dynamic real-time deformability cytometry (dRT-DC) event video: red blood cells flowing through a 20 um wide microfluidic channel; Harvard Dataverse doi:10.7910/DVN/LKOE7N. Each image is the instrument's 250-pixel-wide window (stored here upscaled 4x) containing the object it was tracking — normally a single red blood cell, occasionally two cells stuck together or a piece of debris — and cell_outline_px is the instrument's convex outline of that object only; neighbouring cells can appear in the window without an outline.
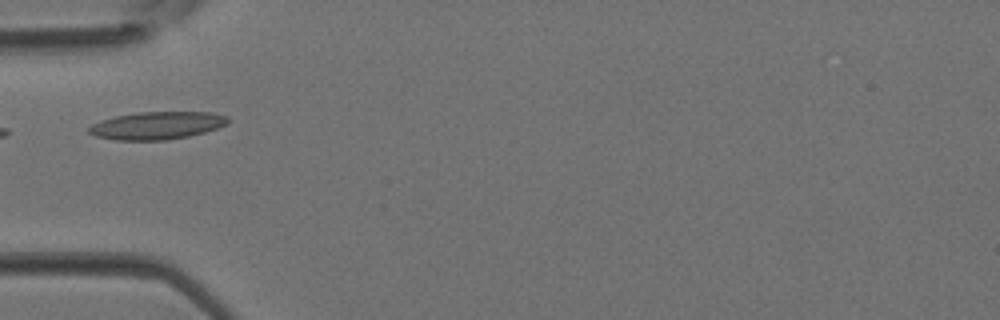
{"species": "Egyptian fruit bat (a non-hibernating species)", "species_latin": "Rousettus aegyptiacus", "temperature_condition": "room temperature", "stored_images_in_passage": 2, "camera_frame_rate_fps": 3000, "um_per_image_px": 0.085, "animal": {"sex": "female"}, "frame": {"image": 1, "passage_image": 2, "time_ms": 0.333, "image_size_px": [1000, 320], "cell_outline_px": [[228, 124], [204, 132], [188, 136], [168, 140], [116, 140], [96, 136], [88, 132], [88, 128], [92, 124], [116, 116], [140, 112], [212, 112], [228, 116]], "centroid_in_image_um": [13.37, 10.67], "position_along_channel_um": 71.6, "area_um2": 22.25}}